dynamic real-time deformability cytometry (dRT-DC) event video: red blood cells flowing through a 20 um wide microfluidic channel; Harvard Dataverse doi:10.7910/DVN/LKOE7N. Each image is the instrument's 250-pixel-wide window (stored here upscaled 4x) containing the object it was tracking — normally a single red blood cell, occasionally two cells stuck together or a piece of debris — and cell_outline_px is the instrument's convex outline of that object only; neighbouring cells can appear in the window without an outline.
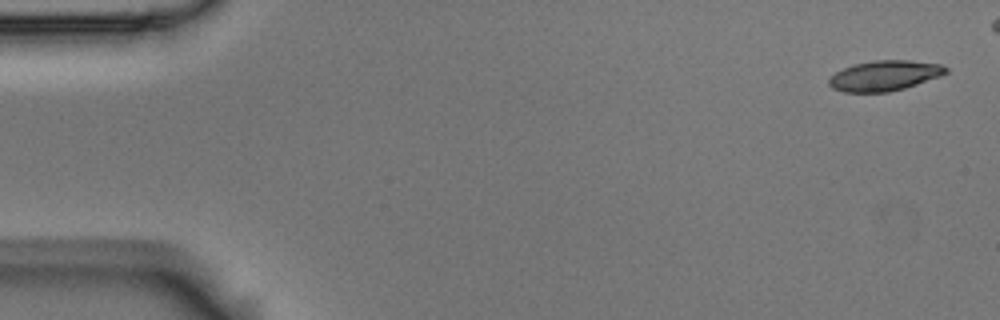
{"species": "Egyptian fruit bat (a non-hibernating species)", "species_latin": "Rousettus aegyptiacus", "temperature_condition": "room temperature", "stored_images_in_passage": 6, "camera_frame_rate_fps": 3000, "um_per_image_px": 0.085, "animal": {"sex": "male"}, "frame": {"image": 1, "passage_image": 1, "time_ms": 0.0, "image_size_px": [1000, 320], "cell_outline_px": [[948, 72], [940, 76], [904, 88], [888, 92], [844, 92], [832, 88], [828, 84], [828, 76], [844, 68], [856, 64], [872, 60], [908, 60], [940, 64], [948, 68]], "centroid_in_image_um": [75.16, 6.43], "position_along_channel_um": 9.8, "area_um2": 20.58}}